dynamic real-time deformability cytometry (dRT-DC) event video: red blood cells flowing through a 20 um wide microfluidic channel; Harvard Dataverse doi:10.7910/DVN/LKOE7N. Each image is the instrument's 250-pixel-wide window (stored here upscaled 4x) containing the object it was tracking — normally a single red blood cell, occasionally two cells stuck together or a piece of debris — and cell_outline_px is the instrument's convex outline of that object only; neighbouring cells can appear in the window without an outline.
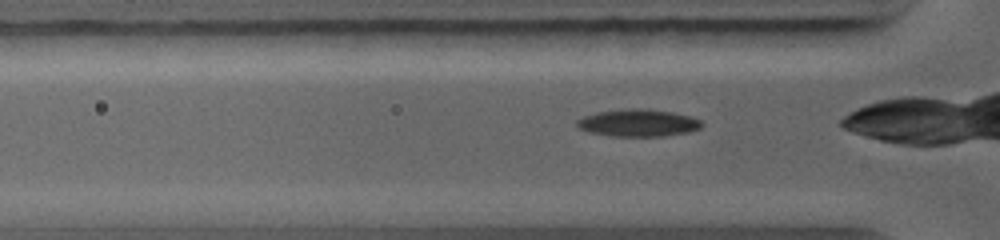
{"species": "common noctule bat (a hibernating species)", "species_latin": "Nyctalus noctula", "temperature_condition": "warm", "stored_images_in_passage": 37, "camera_frame_rate_fps": 5000, "um_per_image_px": 0.085, "animal": {"sex": "female", "body_mass_g": 19.0, "forearm_length_mm": 56.7}, "frame": {"image": 1, "passage_image": 2, "time_ms": 0.2, "image_size_px": [1000, 240], "cell_outline_px": [[704, 124], [700, 128], [688, 132], [664, 136], [608, 136], [588, 132], [580, 128], [576, 124], [576, 120], [584, 116], [596, 112], [632, 108], [640, 108], [672, 112], [688, 116], [700, 120]], "centroid_in_image_um": [54.22, 10.45], "position_along_channel_um": 71.6, "area_um2": 19.77}}
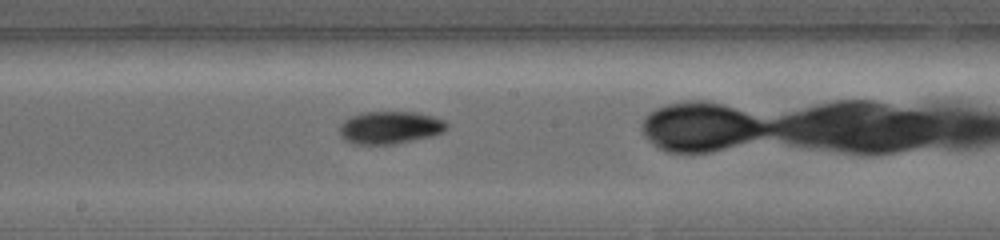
{"frame": {"image": 2, "passage_image": 13, "time_ms": 3.2, "image_size_px": [1000, 240], "cell_outline_px": [[448, 128], [444, 132], [432, 136], [392, 144], [352, 144], [344, 140], [340, 136], [340, 124], [344, 120], [360, 112], [416, 112], [432, 116], [444, 120], [448, 124]], "centroid_in_image_um": [33.14, 10.84], "position_along_channel_um": 215.1, "area_um2": 20.46}}
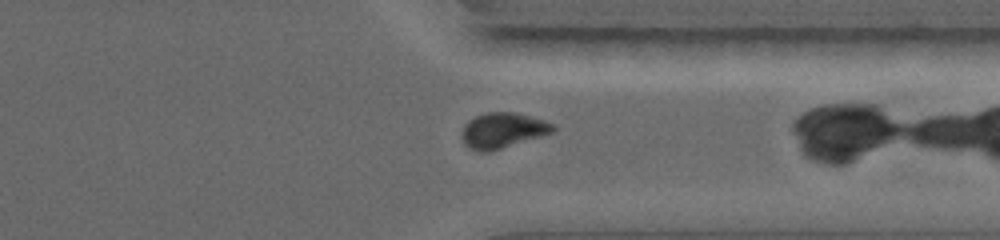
{"frame": {"image": 3, "passage_image": 25, "time_ms": 6.4, "image_size_px": [1000, 240], "cell_outline_px": [[556, 128], [552, 132], [540, 136], [488, 152], [480, 152], [468, 148], [464, 144], [460, 136], [464, 124], [468, 120], [476, 116], [488, 112], [516, 112], [544, 120], [556, 124]], "centroid_in_image_um": [42.69, 11.08], "position_along_channel_um": 368.7, "area_um2": 18.84}}